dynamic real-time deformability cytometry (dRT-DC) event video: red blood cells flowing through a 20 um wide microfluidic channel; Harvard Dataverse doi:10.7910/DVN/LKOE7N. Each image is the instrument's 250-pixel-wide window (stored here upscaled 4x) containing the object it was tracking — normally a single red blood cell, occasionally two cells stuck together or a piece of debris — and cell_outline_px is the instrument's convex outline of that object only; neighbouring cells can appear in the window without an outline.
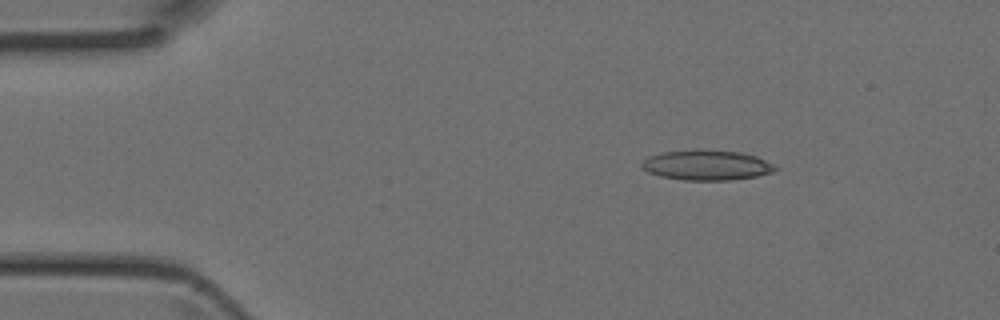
{"species": "Egyptian fruit bat (a non-hibernating species)", "species_latin": "Rousettus aegyptiacus", "temperature_condition": "room temperature", "stored_images_in_passage": 4, "camera_frame_rate_fps": 3000, "um_per_image_px": 0.085, "animal": {"sex": "female"}, "frame": {"image": 1, "passage_image": 1, "time_ms": 0.0, "image_size_px": [1000, 320], "cell_outline_px": [[776, 168], [772, 172], [756, 176], [732, 180], [684, 180], [660, 176], [648, 172], [640, 164], [648, 156], [664, 152], [740, 152], [756, 156], [772, 164]], "centroid_in_image_um": [60.06, 14.08], "position_along_channel_um": 24.9, "area_um2": 22.37}}
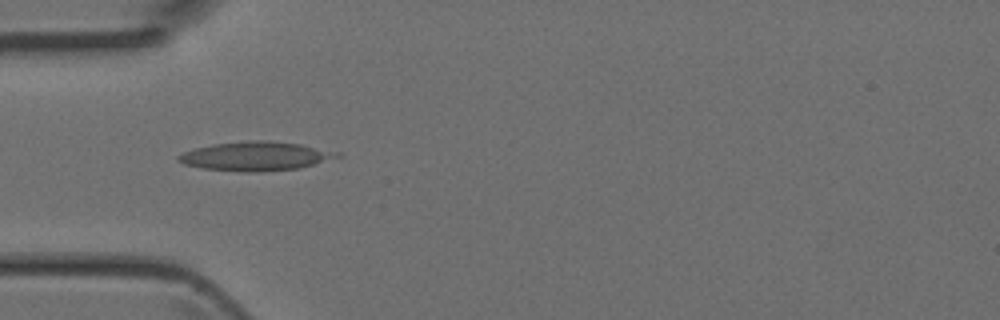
{"frame": {"image": 2, "passage_image": 3, "time_ms": 0.667, "image_size_px": [1000, 320], "cell_outline_px": [[328, 156], [312, 164], [300, 168], [256, 172], [248, 172], [204, 168], [184, 164], [176, 160], [176, 156], [184, 152], [196, 148], [212, 144], [248, 140], [268, 140], [300, 144], [312, 148]], "centroid_in_image_um": [21.38, 13.27], "position_along_channel_um": 63.6, "area_um2": 25.26}}
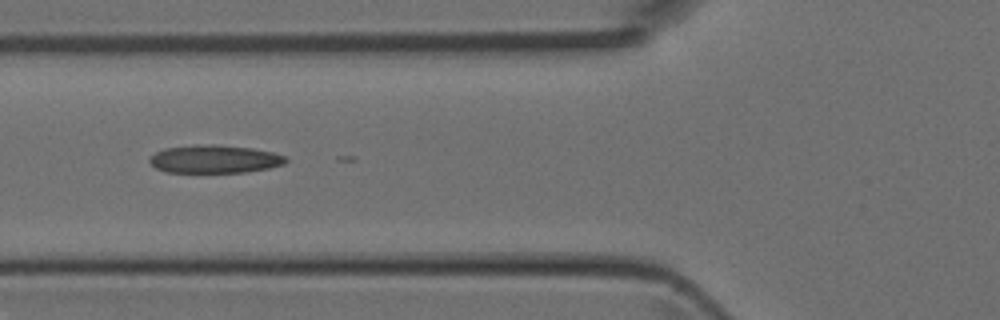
{"frame": {"image": 3, "passage_image": 4, "time_ms": 1.0, "image_size_px": [1000, 320], "cell_outline_px": [[288, 160], [284, 164], [268, 168], [244, 172], [164, 172], [156, 168], [148, 160], [156, 152], [164, 148], [196, 144], [212, 144], [252, 148], [272, 152], [288, 156]], "centroid_in_image_um": [18.25, 13.51], "position_along_channel_um": 107.6, "area_um2": 22.31}}